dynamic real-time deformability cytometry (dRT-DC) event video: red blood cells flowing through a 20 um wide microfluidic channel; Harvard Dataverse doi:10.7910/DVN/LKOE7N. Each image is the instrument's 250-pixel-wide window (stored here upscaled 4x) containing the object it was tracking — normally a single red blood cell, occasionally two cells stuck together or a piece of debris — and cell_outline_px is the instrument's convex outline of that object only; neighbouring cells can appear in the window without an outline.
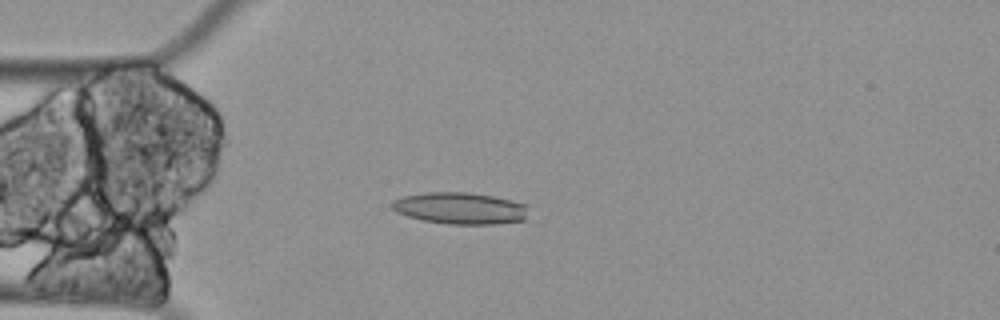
{"species": "Egyptian fruit bat (a non-hibernating species)", "species_latin": "Rousettus aegyptiacus", "temperature_condition": "cold", "stored_images_in_passage": 7, "camera_frame_rate_fps": 3000, "um_per_image_px": 0.085, "animal": {"sex": "female"}, "frame": {"image": 1, "passage_image": 4, "time_ms": 1.0, "image_size_px": [1000, 320], "cell_outline_px": [[528, 204], [524, 220], [492, 224], [448, 224], [420, 220], [396, 212], [388, 204], [392, 200], [404, 196], [428, 192], [468, 192], [492, 196]], "centroid_in_image_um": [39.06, 17.7], "position_along_channel_um": 45.9, "area_um2": 25.26}}